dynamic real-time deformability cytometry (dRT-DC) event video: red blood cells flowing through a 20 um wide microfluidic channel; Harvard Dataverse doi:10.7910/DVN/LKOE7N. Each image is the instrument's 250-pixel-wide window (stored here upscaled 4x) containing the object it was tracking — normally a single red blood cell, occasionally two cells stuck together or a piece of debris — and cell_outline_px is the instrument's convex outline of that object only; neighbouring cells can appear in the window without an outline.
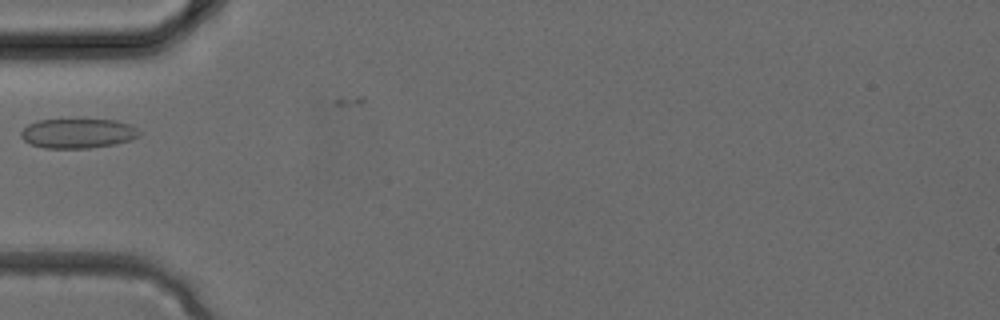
{"species": "common noctule bat (a hibernating species)", "species_latin": "Nyctalus noctula", "temperature_condition": "cold", "stored_images_in_passage": 4, "camera_frame_rate_fps": 3000, "um_per_image_px": 0.085, "animal": {"sex": "female", "body_mass_g": 24.6, "forearm_length_mm": 56.2}, "frame": {"image": 1, "passage_image": 4, "time_ms": 1.0, "image_size_px": [1000, 320], "cell_outline_px": [[140, 132], [132, 140], [116, 144], [88, 148], [44, 148], [32, 144], [24, 140], [20, 136], [20, 132], [28, 124], [40, 120], [80, 116], [116, 120], [128, 124], [136, 128]], "centroid_in_image_um": [6.61, 11.28], "position_along_channel_um": 78.4, "area_um2": 21.33}}